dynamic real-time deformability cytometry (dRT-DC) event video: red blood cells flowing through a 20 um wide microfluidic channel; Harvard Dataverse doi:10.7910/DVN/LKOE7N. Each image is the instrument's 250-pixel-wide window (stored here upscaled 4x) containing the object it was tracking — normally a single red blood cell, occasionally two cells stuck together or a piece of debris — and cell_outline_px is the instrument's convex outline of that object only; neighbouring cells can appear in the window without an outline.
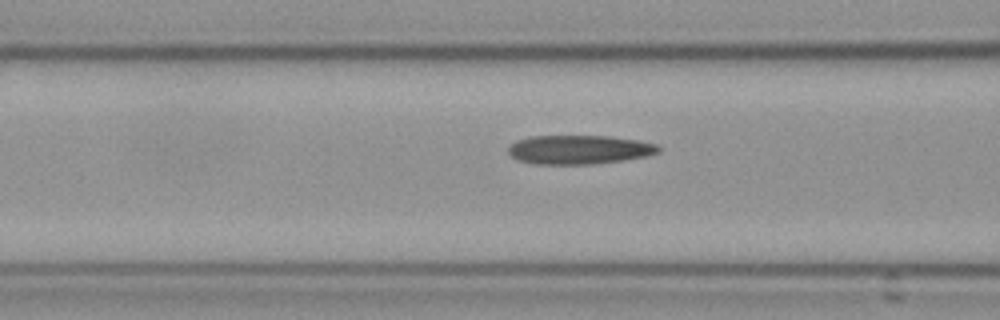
{"species": "Egyptian fruit bat (a non-hibernating species)", "species_latin": "Rousettus aegyptiacus", "temperature_condition": "cold", "stored_images_in_passage": 33, "camera_frame_rate_fps": 3000, "um_per_image_px": 0.085, "frame": {"image": 1, "passage_image": 6, "time_ms": 1.667, "image_size_px": [1000, 320], "cell_outline_px": [[660, 152], [644, 156], [620, 160], [592, 164], [532, 164], [516, 160], [508, 152], [508, 148], [516, 140], [528, 136], [608, 136], [640, 140], [656, 144], [660, 148]], "centroid_in_image_um": [49.18, 12.71], "position_along_channel_um": 117.4, "area_um2": 25.37}}